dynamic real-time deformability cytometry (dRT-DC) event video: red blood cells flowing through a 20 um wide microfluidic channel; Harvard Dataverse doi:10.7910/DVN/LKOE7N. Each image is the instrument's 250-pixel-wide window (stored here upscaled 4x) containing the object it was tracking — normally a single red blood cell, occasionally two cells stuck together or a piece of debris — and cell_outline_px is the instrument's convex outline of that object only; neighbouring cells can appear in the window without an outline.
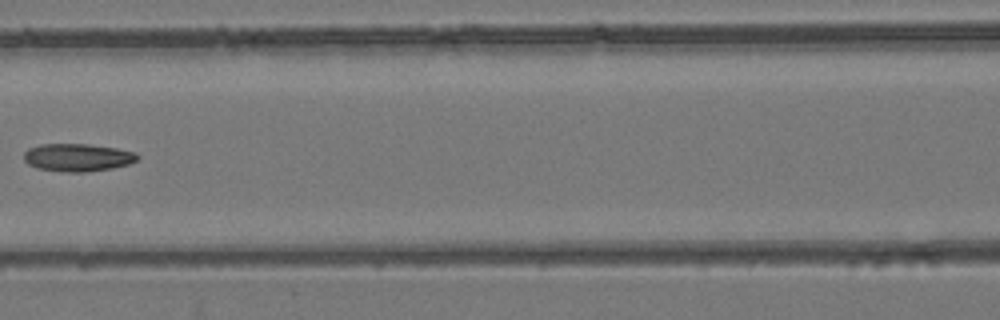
{"species": "common noctule bat (a hibernating species)", "species_latin": "Nyctalus noctula", "temperature_condition": "room temperature", "stored_images_in_passage": 3, "camera_frame_rate_fps": 3000, "um_per_image_px": 0.085, "animal": {"sex": "female", "body_mass_g": 24.6, "forearm_length_mm": 56.2}, "frame": {"image": 1, "passage_image": 3, "time_ms": 2.333, "image_size_px": [1000, 320], "cell_outline_px": [[140, 156], [136, 160], [128, 164], [112, 168], [84, 172], [68, 172], [36, 168], [28, 164], [24, 160], [24, 152], [28, 148], [40, 144], [88, 144], [116, 148], [136, 152]], "centroid_in_image_um": [6.58, 13.38], "position_along_channel_um": 160.0, "area_um2": 18.38}}